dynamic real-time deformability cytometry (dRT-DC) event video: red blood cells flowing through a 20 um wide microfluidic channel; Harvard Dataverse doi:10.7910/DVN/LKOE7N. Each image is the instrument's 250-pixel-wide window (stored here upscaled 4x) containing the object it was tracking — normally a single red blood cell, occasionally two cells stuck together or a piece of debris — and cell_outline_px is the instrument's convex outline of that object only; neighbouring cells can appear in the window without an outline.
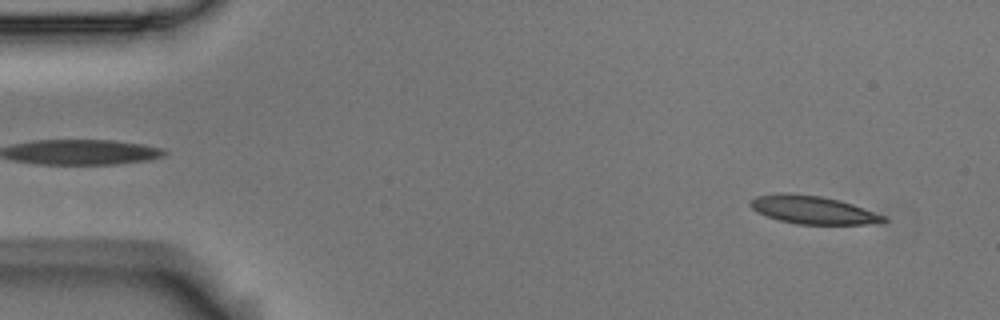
{"species": "Egyptian fruit bat (a non-hibernating species)", "species_latin": "Rousettus aegyptiacus", "temperature_condition": "room temperature", "stored_images_in_passage": 54, "camera_frame_rate_fps": 3000, "um_per_image_px": 0.085, "animal": {"sex": "male"}, "frame": {"image": 1, "passage_image": 3, "time_ms": 0.667, "image_size_px": [1000, 320], "cell_outline_px": [[888, 220], [884, 224], [796, 224], [780, 220], [768, 216], [752, 208], [748, 204], [756, 196], [784, 192], [820, 196], [840, 200], [888, 216]], "centroid_in_image_um": [69.19, 17.85], "position_along_channel_um": 15.8, "area_um2": 21.85}}
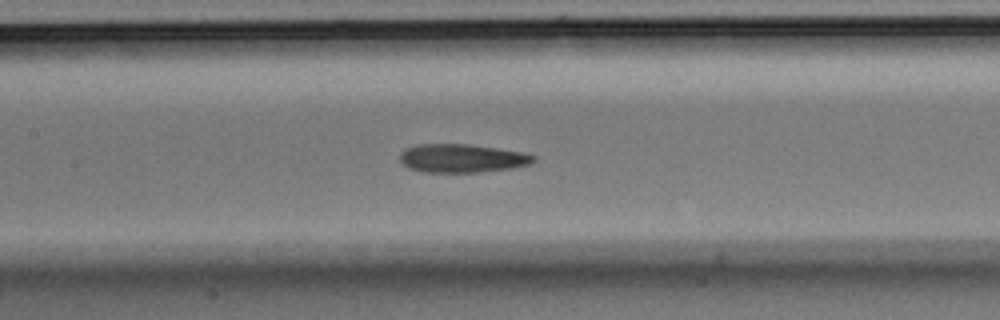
{"frame": {"image": 2, "passage_image": 24, "time_ms": 7.667, "image_size_px": [1000, 320], "cell_outline_px": [[536, 160], [528, 164], [512, 168], [480, 172], [424, 172], [408, 168], [400, 160], [400, 152], [404, 148], [416, 144], [468, 144], [496, 148], [520, 152], [536, 156]], "centroid_in_image_um": [39.22, 13.45], "position_along_channel_um": 168.2, "area_um2": 22.14}}
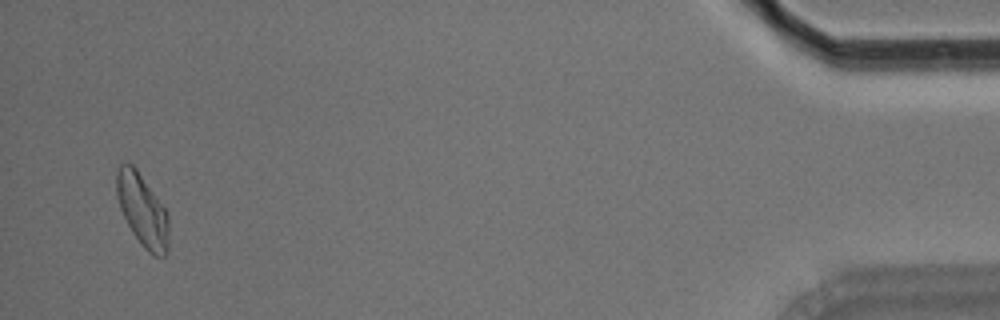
{"frame": {"image": 3, "passage_image": 52, "time_ms": 17.0, "image_size_px": [1000, 320], "cell_outline_px": [[168, 252], [164, 256], [152, 256], [140, 244], [132, 232], [120, 208], [116, 196], [116, 172], [120, 164], [124, 160], [132, 164], [136, 168], [168, 212]], "centroid_in_image_um": [12.1, 17.86], "position_along_channel_um": 423.1, "area_um2": 22.25}, "authors_computed_cell_mechanics": {"area_um2": 22.2241, "velocity_mm_per_s": 3.6132, "shape_relaxation_time_tau1_ms": null, "shape_relaxation_time_tau2_ms": 3.9583, "deformation_change_tau1": null, "deformation_change_tau2": 0.1167}}